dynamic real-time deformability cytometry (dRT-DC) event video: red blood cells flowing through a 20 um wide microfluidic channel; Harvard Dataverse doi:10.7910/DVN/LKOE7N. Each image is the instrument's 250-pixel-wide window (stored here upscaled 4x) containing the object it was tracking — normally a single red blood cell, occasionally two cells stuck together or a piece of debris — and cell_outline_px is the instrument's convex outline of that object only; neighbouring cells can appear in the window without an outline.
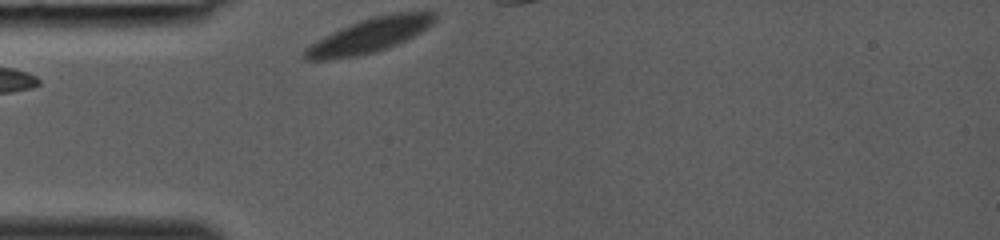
{"species": "common noctule bat (a hibernating species)", "species_latin": "Nyctalus noctula", "temperature_condition": "room temperature", "stored_images_in_passage": 21, "camera_frame_rate_fps": 3000, "um_per_image_px": 0.085, "animal": {"sex": "female", "body_mass_g": 19.0, "forearm_length_mm": 53.3}, "frame": {"image": 1, "passage_image": 1, "time_ms": 0.0, "image_size_px": [1000, 240], "cell_outline_px": [[436, 20], [428, 28], [388, 48], [376, 52], [356, 56], [328, 60], [304, 60], [304, 48], [316, 40], [340, 28], [360, 20], [376, 16], [396, 12], [436, 12]], "centroid_in_image_um": [31.38, 3.02], "position_along_channel_um": 53.6, "area_um2": 25.89}}
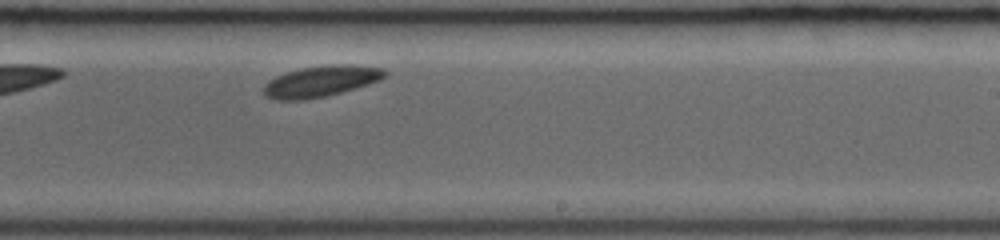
{"frame": {"image": 2, "passage_image": 12, "time_ms": 3.667, "image_size_px": [1000, 240], "cell_outline_px": [[388, 72], [380, 80], [368, 84], [340, 92], [324, 96], [304, 100], [276, 100], [264, 96], [264, 84], [268, 80], [276, 76], [300, 68], [332, 64], [352, 64], [384, 68]], "centroid_in_image_um": [27.27, 6.9], "position_along_channel_um": 261.7, "area_um2": 21.91}}
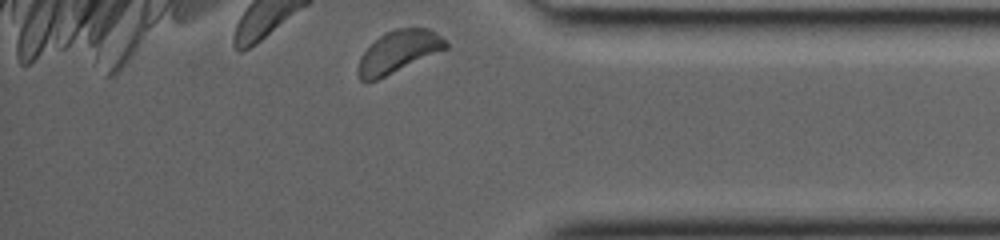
{"frame": {"image": 3, "passage_image": 21, "time_ms": 6.667, "image_size_px": [1000, 240], "cell_outline_px": [[448, 48], [376, 80], [360, 80], [356, 72], [360, 56], [380, 36], [396, 28], [428, 28], [436, 32], [448, 44]], "centroid_in_image_um": [33.86, 4.39], "position_along_channel_um": 401.3, "area_um2": 21.04}}